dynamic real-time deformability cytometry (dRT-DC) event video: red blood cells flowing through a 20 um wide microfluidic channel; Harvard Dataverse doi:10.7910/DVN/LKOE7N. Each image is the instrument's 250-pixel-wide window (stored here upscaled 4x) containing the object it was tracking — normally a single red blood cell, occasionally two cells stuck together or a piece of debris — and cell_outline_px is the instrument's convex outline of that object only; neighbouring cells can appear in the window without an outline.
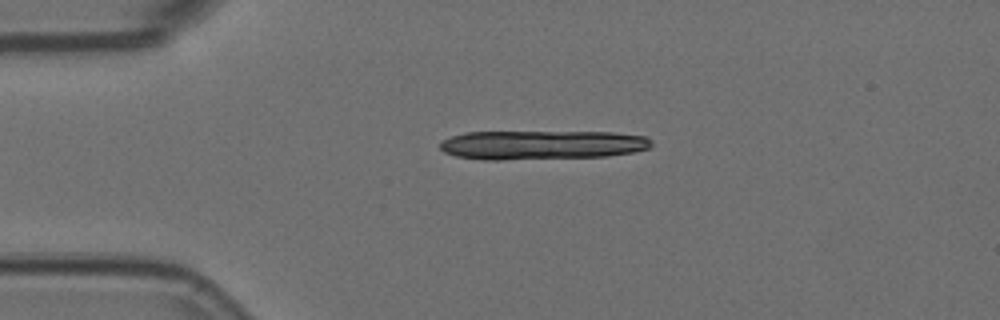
{"species": "Egyptian fruit bat (a non-hibernating species)", "species_latin": "Rousettus aegyptiacus", "temperature_condition": "room temperature", "stored_images_in_passage": 7, "camera_frame_rate_fps": 3000, "um_per_image_px": 0.085, "animal": {"sex": "female"}, "frame": {"image": 1, "passage_image": 1, "time_ms": 0.0, "image_size_px": [1000, 320], "cell_outline_px": [[652, 144], [648, 148], [632, 152], [604, 156], [500, 160], [484, 160], [456, 156], [444, 152], [440, 148], [440, 140], [464, 132], [612, 132], [644, 136], [652, 140]], "centroid_in_image_um": [46.01, 12.31], "position_along_channel_um": 39.0, "area_um2": 35.89}}